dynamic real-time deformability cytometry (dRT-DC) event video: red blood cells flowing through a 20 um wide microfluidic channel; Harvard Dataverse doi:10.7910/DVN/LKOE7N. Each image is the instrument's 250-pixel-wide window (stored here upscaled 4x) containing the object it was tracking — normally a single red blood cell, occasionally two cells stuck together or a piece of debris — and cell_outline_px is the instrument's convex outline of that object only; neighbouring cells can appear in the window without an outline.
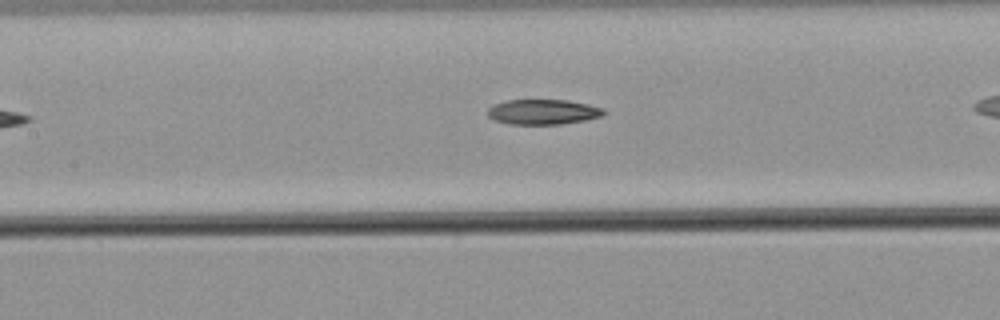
{"species": "common noctule bat (a hibernating species)", "species_latin": "Nyctalus noctula", "temperature_condition": "warm", "stored_images_in_passage": 24, "camera_frame_rate_fps": 3000, "um_per_image_px": 0.085, "animal": {"sex": "male", "body_mass_g": 21.5, "forearm_length_mm": 52.0}, "frame": {"image": 1, "passage_image": 8, "time_ms": 2.333, "image_size_px": [1000, 320], "cell_outline_px": [[608, 112], [604, 116], [584, 120], [560, 124], [508, 124], [496, 120], [488, 116], [488, 108], [492, 104], [504, 100], [568, 100], [588, 104], [604, 108]], "centroid_in_image_um": [46.18, 9.5], "position_along_channel_um": 161.2, "area_um2": 17.17}}
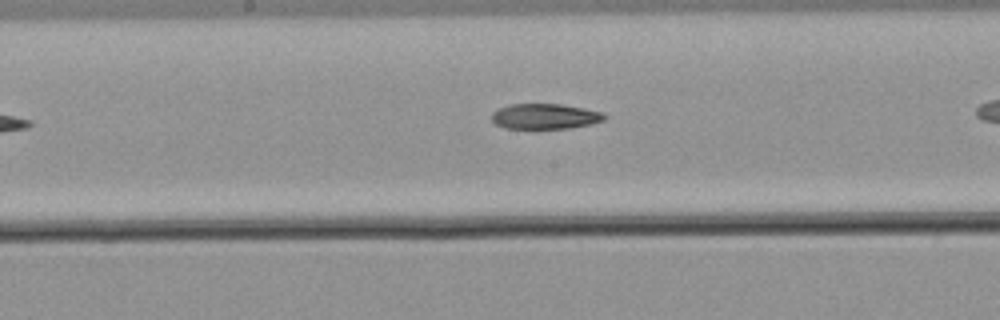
{"frame": {"image": 2, "passage_image": 11, "time_ms": 3.333, "image_size_px": [1000, 320], "cell_outline_px": [[608, 116], [604, 120], [592, 124], [568, 128], [536, 132], [504, 128], [496, 124], [492, 120], [492, 112], [508, 104], [560, 104], [584, 108], [600, 112]], "centroid_in_image_um": [46.28, 9.94], "position_along_channel_um": 201.9, "area_um2": 17.51}}
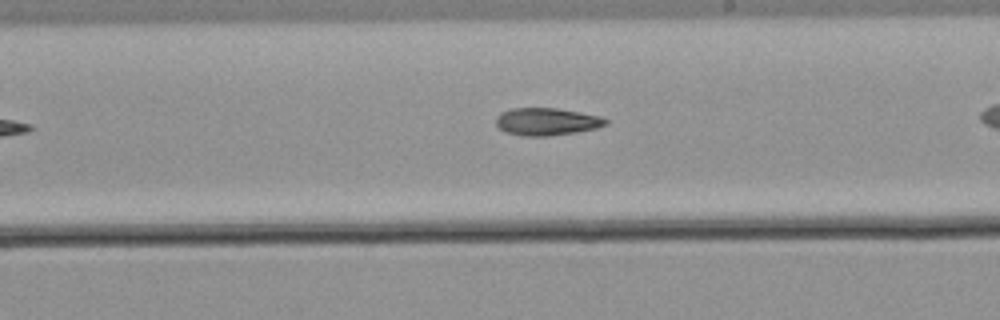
{"frame": {"image": 3, "passage_image": 14, "time_ms": 4.333, "image_size_px": [1000, 320], "cell_outline_px": [[608, 124], [596, 128], [576, 132], [548, 136], [524, 136], [504, 132], [496, 124], [496, 116], [500, 112], [512, 108], [556, 108], [580, 112], [600, 116], [608, 120]], "centroid_in_image_um": [46.45, 10.33], "position_along_channel_um": 242.5, "area_um2": 17.63}}